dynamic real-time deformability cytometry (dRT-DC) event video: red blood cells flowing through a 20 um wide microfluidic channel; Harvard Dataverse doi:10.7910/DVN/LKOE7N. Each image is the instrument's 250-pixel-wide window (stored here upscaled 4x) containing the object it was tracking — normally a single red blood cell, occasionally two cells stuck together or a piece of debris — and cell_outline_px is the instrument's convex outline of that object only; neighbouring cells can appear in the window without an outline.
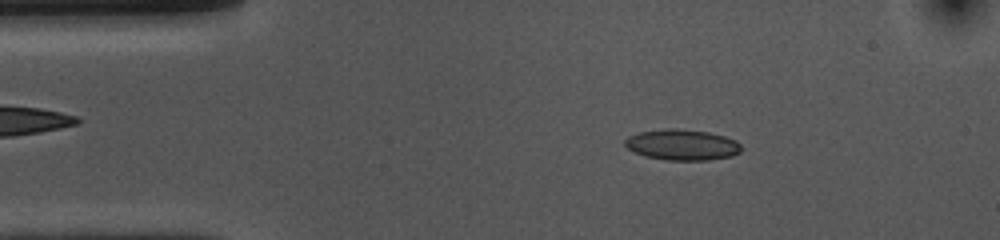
{"species": "common noctule bat (a hibernating species)", "species_latin": "Nyctalus noctula", "temperature_condition": "cold", "stored_images_in_passage": 51, "camera_frame_rate_fps": 3000, "um_per_image_px": 0.085, "animal": {"sex": "female", "body_mass_g": 10.0, "forearm_length_mm": 53.1}, "frame": {"image": 1, "passage_image": 7, "time_ms": 2.0, "image_size_px": [1000, 240], "cell_outline_px": [[740, 152], [732, 156], [708, 160], [668, 160], [644, 156], [628, 148], [624, 144], [624, 140], [628, 136], [640, 132], [668, 128], [676, 128], [708, 132], [724, 136], [736, 140], [740, 144]], "centroid_in_image_um": [57.98, 12.3], "position_along_channel_um": 27.0, "area_um2": 20.81}}
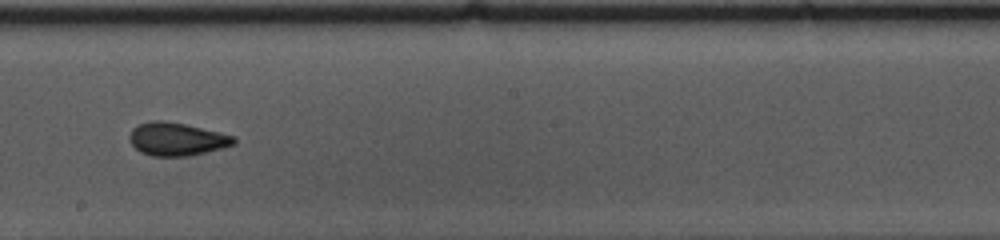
{"frame": {"image": 2, "passage_image": 27, "time_ms": 8.667, "image_size_px": [1000, 240], "cell_outline_px": [[236, 144], [188, 156], [152, 156], [140, 152], [128, 140], [128, 136], [132, 128], [136, 124], [152, 120], [164, 120], [184, 124], [220, 132], [236, 136]], "centroid_in_image_um": [14.98, 11.81], "position_along_channel_um": 233.2, "area_um2": 20.23}}
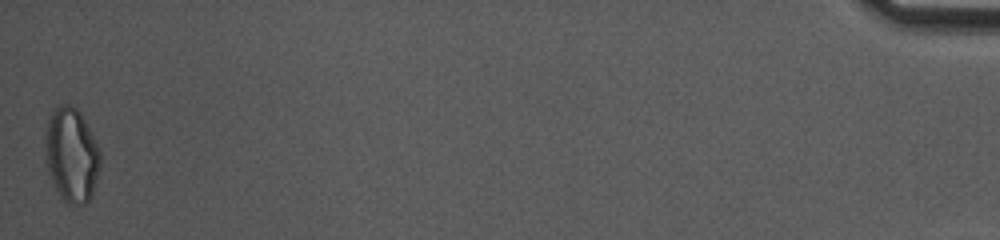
{"frame": {"image": 3, "passage_image": 51, "time_ms": 16.667, "image_size_px": [1000, 240], "cell_outline_px": [[100, 164], [92, 192], [88, 200], [84, 204], [68, 204], [60, 196], [48, 172], [44, 148], [48, 124], [52, 108], [60, 104], [68, 104], [76, 108], [80, 112], [100, 152]], "centroid_in_image_um": [6.05, 13.15], "position_along_channel_um": 429.1, "area_um2": 29.71}, "authors_computed_cell_mechanics": {"area_um2": 20.1722, "velocity_mm_per_s": 3.7271, "shape_relaxation_time_tau1_ms": 9.4246, "shape_relaxation_time_tau2_ms": 1.8538, "deformation_change_tau1": 0.1709, "deformation_change_tau2": 0.0763}}